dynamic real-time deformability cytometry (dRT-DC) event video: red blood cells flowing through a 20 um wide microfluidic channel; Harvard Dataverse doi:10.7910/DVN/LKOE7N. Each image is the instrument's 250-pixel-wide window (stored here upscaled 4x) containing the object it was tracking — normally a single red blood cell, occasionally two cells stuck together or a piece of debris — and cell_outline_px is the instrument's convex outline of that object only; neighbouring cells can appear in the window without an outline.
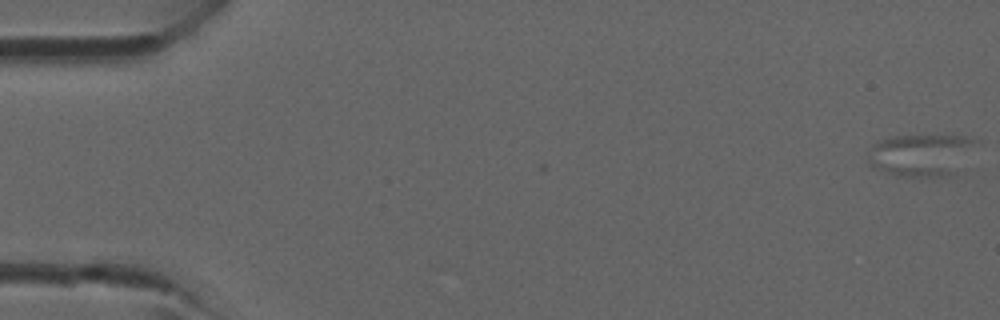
{"species": "common noctule bat (a hibernating species)", "species_latin": "Nyctalus noctula", "temperature_condition": "room temperature", "stored_images_in_passage": 2, "camera_frame_rate_fps": 3000, "um_per_image_px": 0.085, "animal": {"sex": "male", "forearm_length_mm": 52.5}, "frame": {"image": 1, "passage_image": 2, "time_ms": 1.0, "image_size_px": [1000, 320], "cell_outline_px": [[984, 144], [948, 176], [896, 176], [868, 164], [868, 160], [872, 144], [876, 140], [892, 136], [964, 136], [980, 140]], "centroid_in_image_um": [78.37, 13.14], "position_along_channel_um": 6.6, "area_um2": 26.88}}